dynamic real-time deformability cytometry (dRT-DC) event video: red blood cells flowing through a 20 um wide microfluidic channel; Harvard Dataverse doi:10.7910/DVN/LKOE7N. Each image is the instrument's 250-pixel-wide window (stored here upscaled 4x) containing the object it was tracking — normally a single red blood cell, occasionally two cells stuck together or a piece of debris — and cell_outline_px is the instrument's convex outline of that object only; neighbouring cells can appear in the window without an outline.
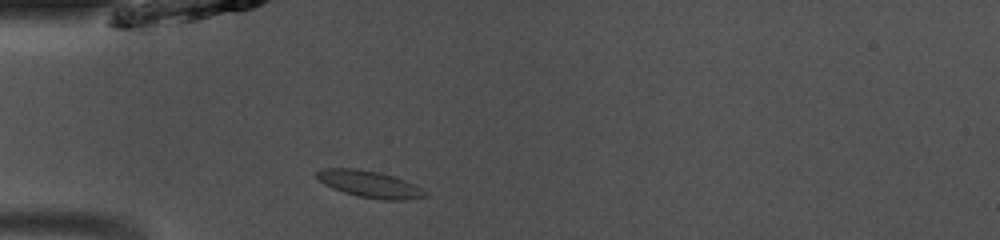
{"species": "common noctule bat (a hibernating species)", "species_latin": "Nyctalus noctula", "temperature_condition": "room temperature", "stored_images_in_passage": 37, "camera_frame_rate_fps": 3000, "um_per_image_px": 0.085, "animal": {"sex": "male", "body_mass_g": 13.0, "forearm_length_mm": 53.1}, "frame": {"image": 1, "passage_image": 2, "time_ms": 0.333, "image_size_px": [1000, 240], "cell_outline_px": [[428, 196], [404, 200], [384, 200], [356, 196], [332, 188], [324, 184], [316, 176], [316, 172], [324, 168], [356, 168], [380, 172], [404, 180], [420, 188]], "centroid_in_image_um": [31.37, 15.65], "position_along_channel_um": 53.6, "area_um2": 16.7}}
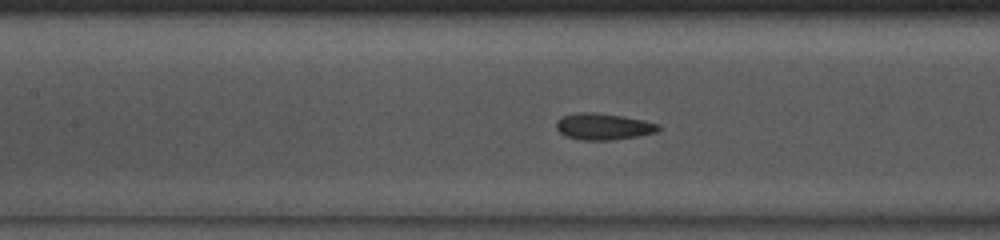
{"frame": {"image": 2, "passage_image": 10, "time_ms": 3.0, "image_size_px": [1000, 240], "cell_outline_px": [[660, 128], [656, 132], [636, 136], [612, 140], [580, 140], [568, 136], [560, 132], [556, 128], [556, 120], [564, 116], [576, 112], [592, 112], [620, 116], [644, 120], [660, 124]], "centroid_in_image_um": [51.27, 10.75], "position_along_channel_um": 156.1, "area_um2": 15.61}}
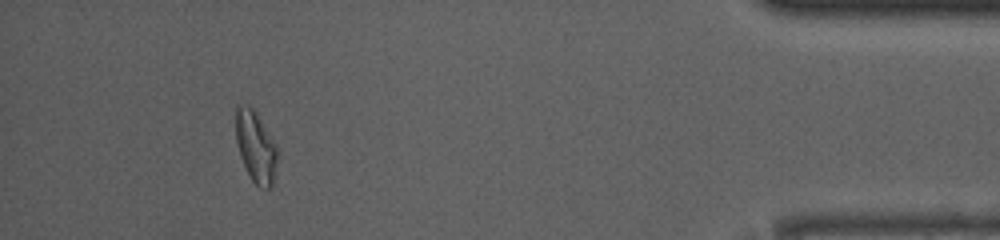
{"frame": {"image": 3, "passage_image": 33, "time_ms": 10.667, "image_size_px": [1000, 240], "cell_outline_px": [[276, 164], [272, 188], [260, 188], [252, 180], [240, 156], [236, 140], [236, 104], [244, 104], [252, 108], [256, 112], [276, 144]], "centroid_in_image_um": [21.72, 12.46], "position_along_channel_um": 413.5, "area_um2": 17.05}, "authors_computed_cell_mechanics": {"area_um2": 15.7794, "velocity_mm_per_s": 4.0786, "shape_relaxation_time_tau1_ms": null, "shape_relaxation_time_tau2_ms": 1.5567, "deformation_change_tau1": null, "deformation_change_tau2": 0.063}}